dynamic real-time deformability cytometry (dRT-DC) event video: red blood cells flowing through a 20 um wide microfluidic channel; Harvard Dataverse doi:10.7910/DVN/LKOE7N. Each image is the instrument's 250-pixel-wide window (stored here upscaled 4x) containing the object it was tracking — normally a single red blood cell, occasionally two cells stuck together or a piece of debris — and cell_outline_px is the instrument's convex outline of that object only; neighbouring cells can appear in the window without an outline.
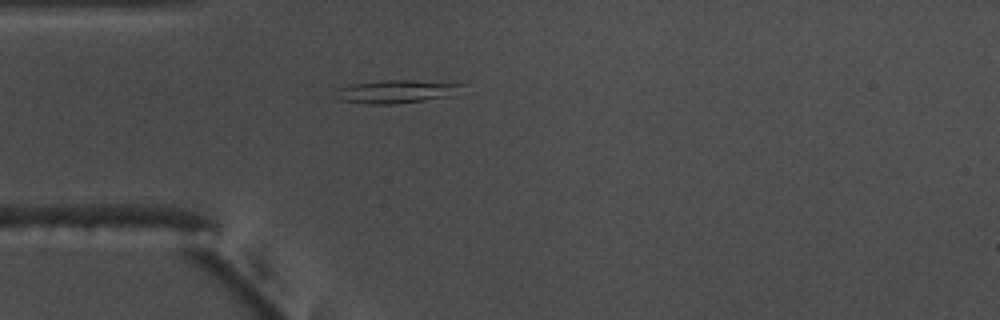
{"species": "common noctule bat (a hibernating species)", "species_latin": "Nyctalus noctula", "temperature_condition": "warm", "stored_images_in_passage": 38, "camera_frame_rate_fps": 3000, "um_per_image_px": 0.085, "animal": {"sex": "male", "body_mass_g": 17.5, "forearm_length_mm": 52.3}, "frame": {"image": 1, "passage_image": 2, "time_ms": 0.333, "image_size_px": [1000, 320], "cell_outline_px": [[464, 84], [444, 96], [424, 100], [396, 104], [368, 104], [336, 100], [340, 88], [356, 84], [380, 80], [408, 80]], "centroid_in_image_um": [33.55, 7.79], "position_along_channel_um": 51.5, "area_um2": 16.18}}
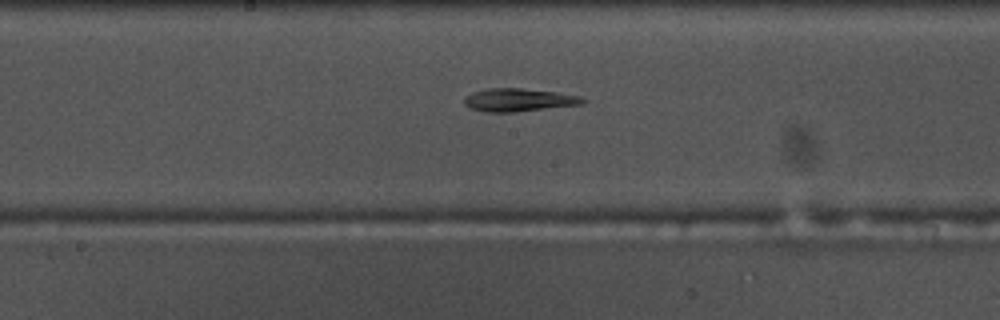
{"frame": {"image": 2, "passage_image": 15, "time_ms": 4.667, "image_size_px": [1000, 320], "cell_outline_px": [[588, 100], [584, 104], [516, 112], [484, 112], [468, 108], [464, 104], [464, 100], [472, 92], [484, 88], [520, 88], [556, 92], [580, 96]], "centroid_in_image_um": [44.09, 8.5], "position_along_channel_um": 204.1, "area_um2": 16.07}}
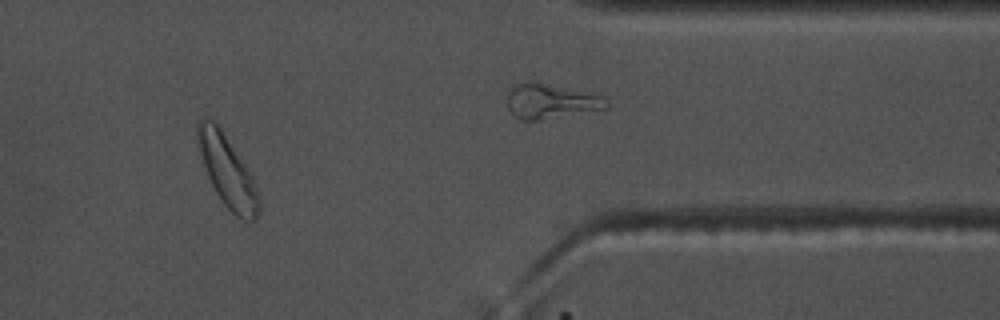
{"frame": {"image": 3, "passage_image": 28, "time_ms": 9.0, "image_size_px": [1000, 320], "cell_outline_px": [[260, 208], [256, 220], [244, 220], [236, 216], [224, 204], [216, 192], [208, 176], [196, 144], [196, 124], [200, 120], [212, 120], [220, 128], [252, 176], [260, 200]], "centroid_in_image_um": [19.31, 14.58], "position_along_channel_um": 392.1, "area_um2": 24.91}, "authors_computed_cell_mechanics": {"area_um2": 16.0395, "velocity_mm_per_s": 3.7138, "shape_relaxation_time_tau1_ms": 8.4957, "shape_relaxation_time_tau2_ms": 5.795, "deformation_change_tau1": 0.2252, "deformation_change_tau2": 0.1558}}